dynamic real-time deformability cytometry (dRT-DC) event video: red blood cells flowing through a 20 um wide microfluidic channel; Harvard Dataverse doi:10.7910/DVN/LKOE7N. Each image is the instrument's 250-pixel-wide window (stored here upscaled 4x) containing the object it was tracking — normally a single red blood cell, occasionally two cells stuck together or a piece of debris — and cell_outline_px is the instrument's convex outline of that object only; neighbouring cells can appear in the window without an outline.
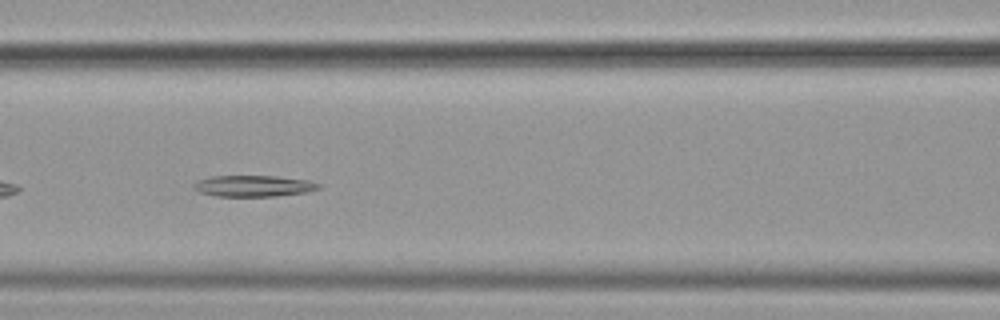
{"species": "common noctule bat (a hibernating species)", "species_latin": "Nyctalus noctula", "temperature_condition": "cold", "stored_images_in_passage": 40, "camera_frame_rate_fps": 3000, "um_per_image_px": 0.085, "animal": {"sex": "female", "body_mass_g": 19.9}, "frame": {"image": 1, "passage_image": 9, "time_ms": 2.667, "image_size_px": [1000, 320], "cell_outline_px": [[320, 188], [308, 192], [276, 196], [216, 196], [200, 192], [192, 188], [192, 184], [196, 180], [212, 176], [276, 176], [308, 180], [320, 184]], "centroid_in_image_um": [21.52, 15.8], "position_along_channel_um": 145.1, "area_um2": 15.55}}
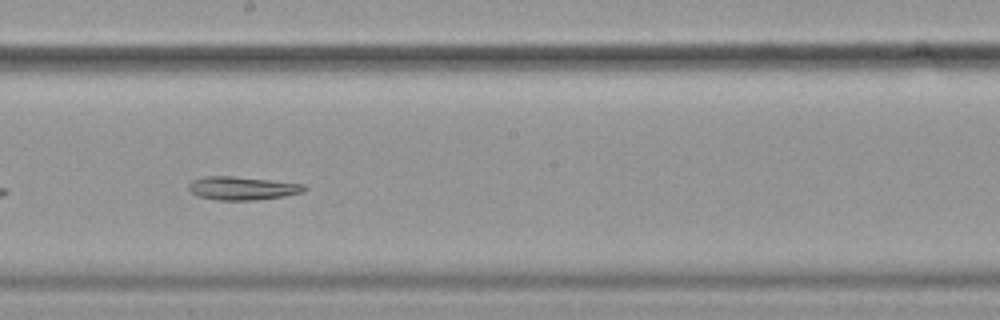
{"frame": {"image": 2, "passage_image": 16, "time_ms": 5.0, "image_size_px": [1000, 320], "cell_outline_px": [[308, 188], [304, 192], [284, 196], [256, 200], [216, 200], [196, 196], [188, 188], [188, 184], [192, 180], [204, 176], [232, 176], [304, 184]], "centroid_in_image_um": [20.58, 16.0], "position_along_channel_um": 227.6, "area_um2": 15.78}}
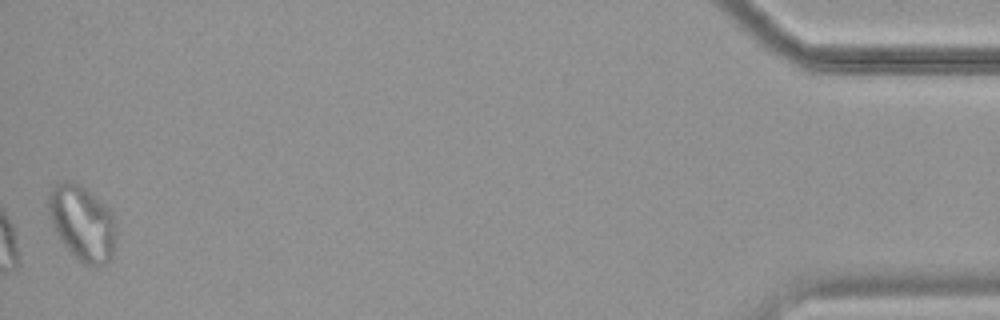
{"frame": {"image": 3, "passage_image": 40, "time_ms": 13.0, "image_size_px": [1000, 320], "cell_outline_px": [[116, 236], [112, 260], [108, 264], [96, 268], [84, 264], [60, 240], [48, 216], [48, 192], [56, 184], [64, 180], [68, 180], [76, 184], [88, 192], [104, 204], [112, 212], [116, 232]], "centroid_in_image_um": [7.0, 19.0], "position_along_channel_um": 428.2, "area_um2": 29.59}}